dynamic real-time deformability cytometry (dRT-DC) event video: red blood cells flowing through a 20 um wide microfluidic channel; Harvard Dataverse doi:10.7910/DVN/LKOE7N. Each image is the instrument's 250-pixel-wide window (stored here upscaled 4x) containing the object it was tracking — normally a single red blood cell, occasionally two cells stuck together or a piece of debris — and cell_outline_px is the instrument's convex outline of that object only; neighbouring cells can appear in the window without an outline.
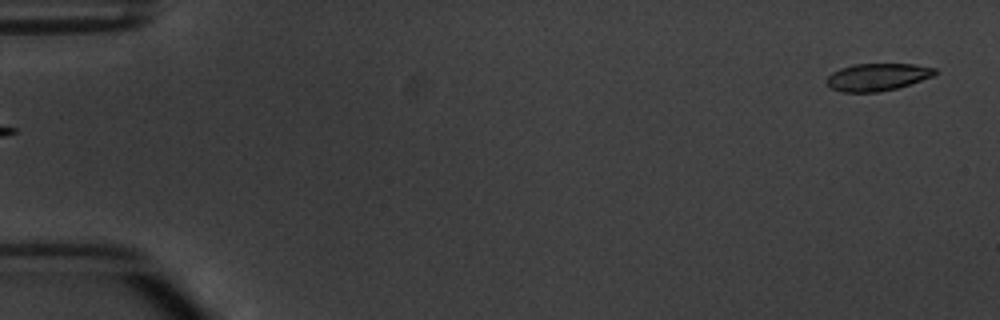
{"species": "common noctule bat (a hibernating species)", "species_latin": "Nyctalus noctula", "temperature_condition": "warm", "stored_images_in_passage": 5, "segment_of_instrument_passage": [2, 2], "camera_frame_rate_fps": 3000, "um_per_image_px": 0.085, "animal": {"sex": "male", "body_mass_g": 20.1, "forearm_length_mm": 53.5}, "frame": {"image": 1, "passage_image": 5, "time_ms": 5.0, "image_size_px": [1000, 320], "cell_outline_px": [[940, 72], [932, 76], [896, 88], [876, 92], [840, 92], [832, 88], [824, 80], [832, 72], [840, 68], [856, 64], [912, 64], [936, 68]], "centroid_in_image_um": [74.56, 6.54], "position_along_channel_um": 10.4, "area_um2": 17.17}}